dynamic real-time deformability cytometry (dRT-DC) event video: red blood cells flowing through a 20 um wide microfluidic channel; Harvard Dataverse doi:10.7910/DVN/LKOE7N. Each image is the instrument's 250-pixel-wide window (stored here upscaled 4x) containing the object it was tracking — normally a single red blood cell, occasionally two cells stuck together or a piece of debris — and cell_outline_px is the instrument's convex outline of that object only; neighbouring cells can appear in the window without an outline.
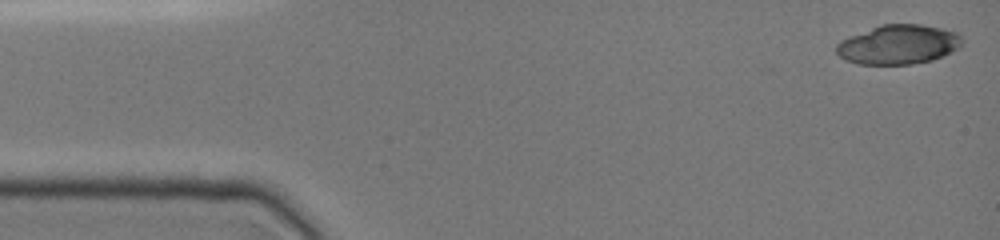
{"species": "common noctule bat (a hibernating species)", "species_latin": "Nyctalus noctula", "temperature_condition": "cold", "stored_images_in_passage": 11, "camera_frame_rate_fps": 3000, "um_per_image_px": 0.085, "animal": {"sex": "female", "body_mass_g": 19.0, "forearm_length_mm": 51.5}, "frame": {"image": 1, "passage_image": 1, "time_ms": 0.0, "image_size_px": [1000, 240], "cell_outline_px": [[964, 44], [960, 48], [932, 60], [912, 64], [856, 64], [844, 60], [836, 52], [836, 44], [840, 40], [848, 36], [880, 24], [920, 24], [940, 28], [956, 32], [964, 40]], "centroid_in_image_um": [76.35, 3.78], "position_along_channel_um": 8.7, "area_um2": 29.13}}
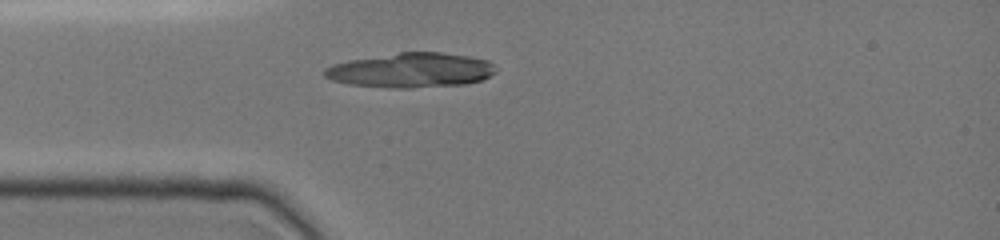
{"frame": {"image": 2, "passage_image": 10, "time_ms": 3.667, "image_size_px": [1000, 240], "cell_outline_px": [[496, 72], [480, 80], [464, 84], [412, 88], [388, 88], [348, 84], [332, 80], [324, 76], [324, 68], [332, 64], [348, 60], [400, 52], [440, 52], [468, 56], [488, 60], [496, 68]], "centroid_in_image_um": [34.91, 5.97], "position_along_channel_um": 50.1, "area_um2": 34.62}}